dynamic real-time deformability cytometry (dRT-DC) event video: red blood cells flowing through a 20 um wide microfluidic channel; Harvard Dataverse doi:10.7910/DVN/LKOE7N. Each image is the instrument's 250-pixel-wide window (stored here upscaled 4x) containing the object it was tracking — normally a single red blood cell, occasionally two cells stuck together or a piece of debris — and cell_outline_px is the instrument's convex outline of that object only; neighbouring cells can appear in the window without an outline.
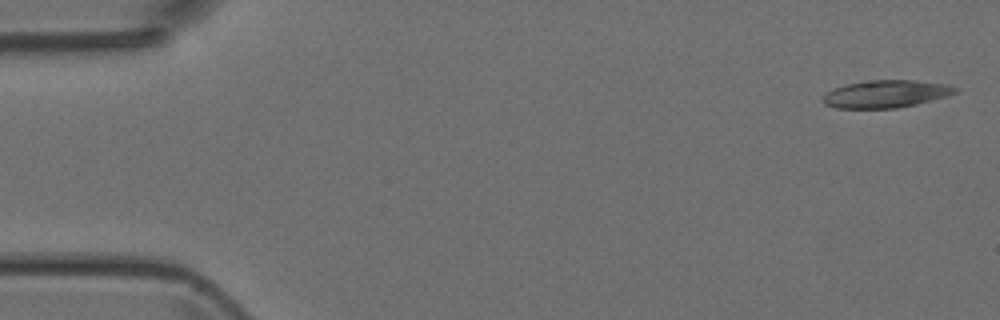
{"species": "Egyptian fruit bat (a non-hibernating species)", "species_latin": "Rousettus aegyptiacus", "temperature_condition": "room temperature", "stored_images_in_passage": 6, "camera_frame_rate_fps": 3000, "um_per_image_px": 0.085, "animal": {"sex": "female"}, "frame": {"image": 1, "passage_image": 1, "time_ms": 0.0, "image_size_px": [1000, 320], "cell_outline_px": [[960, 88], [956, 92], [948, 96], [916, 104], [896, 108], [836, 108], [824, 104], [824, 96], [832, 88], [848, 84], [872, 80], [916, 80], [948, 84]], "centroid_in_image_um": [75.36, 7.98], "position_along_channel_um": 9.6, "area_um2": 21.15}}
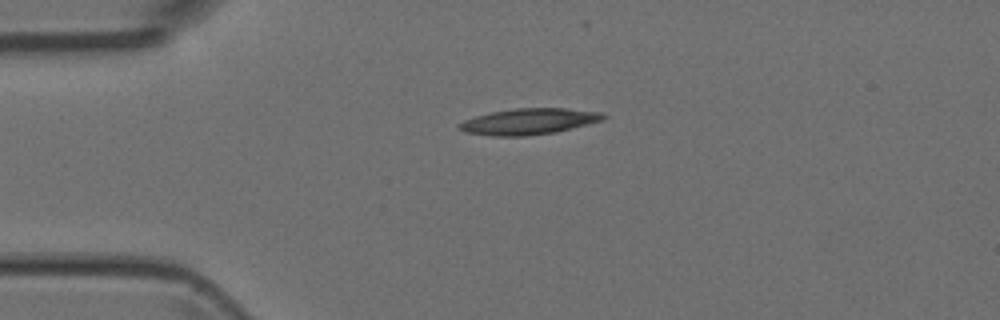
{"frame": {"image": 2, "passage_image": 4, "time_ms": 3.333, "image_size_px": [1000, 320], "cell_outline_px": [[608, 116], [604, 120], [556, 132], [524, 136], [492, 136], [464, 132], [456, 128], [456, 124], [464, 120], [476, 116], [492, 112], [516, 108], [564, 108], [600, 112]], "centroid_in_image_um": [44.93, 10.33], "position_along_channel_um": 40.1, "area_um2": 21.96}}